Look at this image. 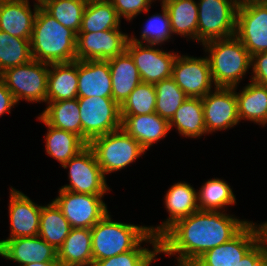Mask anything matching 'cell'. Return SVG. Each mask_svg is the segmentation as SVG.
<instances>
[{"instance_id":"obj_23","label":"cell","mask_w":267,"mask_h":266,"mask_svg":"<svg viewBox=\"0 0 267 266\" xmlns=\"http://www.w3.org/2000/svg\"><path fill=\"white\" fill-rule=\"evenodd\" d=\"M248 81L245 86L239 88L240 90L239 86L235 87L240 122L244 120L265 128L267 126V86L250 79Z\"/></svg>"},{"instance_id":"obj_41","label":"cell","mask_w":267,"mask_h":266,"mask_svg":"<svg viewBox=\"0 0 267 266\" xmlns=\"http://www.w3.org/2000/svg\"><path fill=\"white\" fill-rule=\"evenodd\" d=\"M238 266H267V246L262 238L245 253Z\"/></svg>"},{"instance_id":"obj_21","label":"cell","mask_w":267,"mask_h":266,"mask_svg":"<svg viewBox=\"0 0 267 266\" xmlns=\"http://www.w3.org/2000/svg\"><path fill=\"white\" fill-rule=\"evenodd\" d=\"M121 129L146 151L164 140L170 132L169 121L155 112L147 115L121 116Z\"/></svg>"},{"instance_id":"obj_16","label":"cell","mask_w":267,"mask_h":266,"mask_svg":"<svg viewBox=\"0 0 267 266\" xmlns=\"http://www.w3.org/2000/svg\"><path fill=\"white\" fill-rule=\"evenodd\" d=\"M9 190V235L6 239L32 237L39 234L40 212L43 204H37L22 191L11 186Z\"/></svg>"},{"instance_id":"obj_36","label":"cell","mask_w":267,"mask_h":266,"mask_svg":"<svg viewBox=\"0 0 267 266\" xmlns=\"http://www.w3.org/2000/svg\"><path fill=\"white\" fill-rule=\"evenodd\" d=\"M87 2L88 0H44L40 6L60 24L78 34Z\"/></svg>"},{"instance_id":"obj_35","label":"cell","mask_w":267,"mask_h":266,"mask_svg":"<svg viewBox=\"0 0 267 266\" xmlns=\"http://www.w3.org/2000/svg\"><path fill=\"white\" fill-rule=\"evenodd\" d=\"M161 13L155 12L152 15H148V19L145 21V25L140 30V37L135 36V33L130 34V39L137 43L152 44V45H165L169 43L175 36L172 35L171 24L167 9L160 4Z\"/></svg>"},{"instance_id":"obj_39","label":"cell","mask_w":267,"mask_h":266,"mask_svg":"<svg viewBox=\"0 0 267 266\" xmlns=\"http://www.w3.org/2000/svg\"><path fill=\"white\" fill-rule=\"evenodd\" d=\"M154 84L141 82L120 106V116L147 115L155 112Z\"/></svg>"},{"instance_id":"obj_12","label":"cell","mask_w":267,"mask_h":266,"mask_svg":"<svg viewBox=\"0 0 267 266\" xmlns=\"http://www.w3.org/2000/svg\"><path fill=\"white\" fill-rule=\"evenodd\" d=\"M161 47V49H160ZM143 44L132 41L130 38L126 45L138 69L141 81L155 84L172 77V66L178 54L173 49L164 50L162 46Z\"/></svg>"},{"instance_id":"obj_11","label":"cell","mask_w":267,"mask_h":266,"mask_svg":"<svg viewBox=\"0 0 267 266\" xmlns=\"http://www.w3.org/2000/svg\"><path fill=\"white\" fill-rule=\"evenodd\" d=\"M185 54H177L172 66V78L188 97L203 98L216 87L209 60L205 55L194 57Z\"/></svg>"},{"instance_id":"obj_32","label":"cell","mask_w":267,"mask_h":266,"mask_svg":"<svg viewBox=\"0 0 267 266\" xmlns=\"http://www.w3.org/2000/svg\"><path fill=\"white\" fill-rule=\"evenodd\" d=\"M158 257L159 238L149 233L133 250L93 262L92 266H152L153 262L160 261Z\"/></svg>"},{"instance_id":"obj_40","label":"cell","mask_w":267,"mask_h":266,"mask_svg":"<svg viewBox=\"0 0 267 266\" xmlns=\"http://www.w3.org/2000/svg\"><path fill=\"white\" fill-rule=\"evenodd\" d=\"M115 8L120 19H124L129 23L132 22L138 15L147 14L151 4H155L154 0H109Z\"/></svg>"},{"instance_id":"obj_25","label":"cell","mask_w":267,"mask_h":266,"mask_svg":"<svg viewBox=\"0 0 267 266\" xmlns=\"http://www.w3.org/2000/svg\"><path fill=\"white\" fill-rule=\"evenodd\" d=\"M78 60L49 64L47 102L78 98Z\"/></svg>"},{"instance_id":"obj_10","label":"cell","mask_w":267,"mask_h":266,"mask_svg":"<svg viewBox=\"0 0 267 266\" xmlns=\"http://www.w3.org/2000/svg\"><path fill=\"white\" fill-rule=\"evenodd\" d=\"M57 195L52 200L61 209L72 228L91 229L109 213L105 195L81 194L63 189H59Z\"/></svg>"},{"instance_id":"obj_33","label":"cell","mask_w":267,"mask_h":266,"mask_svg":"<svg viewBox=\"0 0 267 266\" xmlns=\"http://www.w3.org/2000/svg\"><path fill=\"white\" fill-rule=\"evenodd\" d=\"M72 227L61 209L51 200L42 205L38 236L52 245L56 250L63 244Z\"/></svg>"},{"instance_id":"obj_28","label":"cell","mask_w":267,"mask_h":266,"mask_svg":"<svg viewBox=\"0 0 267 266\" xmlns=\"http://www.w3.org/2000/svg\"><path fill=\"white\" fill-rule=\"evenodd\" d=\"M170 131H175L182 138L200 139L207 136L204 122V110L201 98H188L177 109L169 121Z\"/></svg>"},{"instance_id":"obj_42","label":"cell","mask_w":267,"mask_h":266,"mask_svg":"<svg viewBox=\"0 0 267 266\" xmlns=\"http://www.w3.org/2000/svg\"><path fill=\"white\" fill-rule=\"evenodd\" d=\"M250 72V80L267 86V51L251 56Z\"/></svg>"},{"instance_id":"obj_1","label":"cell","mask_w":267,"mask_h":266,"mask_svg":"<svg viewBox=\"0 0 267 266\" xmlns=\"http://www.w3.org/2000/svg\"><path fill=\"white\" fill-rule=\"evenodd\" d=\"M249 222L229 212L198 210L175 222L159 237L160 254L174 257V264L188 265L231 240Z\"/></svg>"},{"instance_id":"obj_13","label":"cell","mask_w":267,"mask_h":266,"mask_svg":"<svg viewBox=\"0 0 267 266\" xmlns=\"http://www.w3.org/2000/svg\"><path fill=\"white\" fill-rule=\"evenodd\" d=\"M235 36L251 56L267 51V6L264 3L238 5Z\"/></svg>"},{"instance_id":"obj_22","label":"cell","mask_w":267,"mask_h":266,"mask_svg":"<svg viewBox=\"0 0 267 266\" xmlns=\"http://www.w3.org/2000/svg\"><path fill=\"white\" fill-rule=\"evenodd\" d=\"M78 98H112V80L107 60H78Z\"/></svg>"},{"instance_id":"obj_37","label":"cell","mask_w":267,"mask_h":266,"mask_svg":"<svg viewBox=\"0 0 267 266\" xmlns=\"http://www.w3.org/2000/svg\"><path fill=\"white\" fill-rule=\"evenodd\" d=\"M32 59L30 40L11 36L0 30V74Z\"/></svg>"},{"instance_id":"obj_24","label":"cell","mask_w":267,"mask_h":266,"mask_svg":"<svg viewBox=\"0 0 267 266\" xmlns=\"http://www.w3.org/2000/svg\"><path fill=\"white\" fill-rule=\"evenodd\" d=\"M107 61L112 80V99L121 106L142 81L135 62L127 50Z\"/></svg>"},{"instance_id":"obj_31","label":"cell","mask_w":267,"mask_h":266,"mask_svg":"<svg viewBox=\"0 0 267 266\" xmlns=\"http://www.w3.org/2000/svg\"><path fill=\"white\" fill-rule=\"evenodd\" d=\"M198 195V207L201 211L227 212L230 206H235L236 195L230 183L218 177L210 178L202 183Z\"/></svg>"},{"instance_id":"obj_48","label":"cell","mask_w":267,"mask_h":266,"mask_svg":"<svg viewBox=\"0 0 267 266\" xmlns=\"http://www.w3.org/2000/svg\"><path fill=\"white\" fill-rule=\"evenodd\" d=\"M29 1V0H27ZM44 0H34L35 3L41 4Z\"/></svg>"},{"instance_id":"obj_50","label":"cell","mask_w":267,"mask_h":266,"mask_svg":"<svg viewBox=\"0 0 267 266\" xmlns=\"http://www.w3.org/2000/svg\"><path fill=\"white\" fill-rule=\"evenodd\" d=\"M157 0H154V2H156ZM160 1V4L163 3L165 0H158L157 2Z\"/></svg>"},{"instance_id":"obj_45","label":"cell","mask_w":267,"mask_h":266,"mask_svg":"<svg viewBox=\"0 0 267 266\" xmlns=\"http://www.w3.org/2000/svg\"><path fill=\"white\" fill-rule=\"evenodd\" d=\"M258 224L261 230V238L264 240L267 246V221H264V222L261 221V223H258Z\"/></svg>"},{"instance_id":"obj_19","label":"cell","mask_w":267,"mask_h":266,"mask_svg":"<svg viewBox=\"0 0 267 266\" xmlns=\"http://www.w3.org/2000/svg\"><path fill=\"white\" fill-rule=\"evenodd\" d=\"M0 256L18 266L34 262L58 261L57 250L37 236L0 240Z\"/></svg>"},{"instance_id":"obj_8","label":"cell","mask_w":267,"mask_h":266,"mask_svg":"<svg viewBox=\"0 0 267 266\" xmlns=\"http://www.w3.org/2000/svg\"><path fill=\"white\" fill-rule=\"evenodd\" d=\"M198 44L235 35L238 5L233 0H197Z\"/></svg>"},{"instance_id":"obj_49","label":"cell","mask_w":267,"mask_h":266,"mask_svg":"<svg viewBox=\"0 0 267 266\" xmlns=\"http://www.w3.org/2000/svg\"><path fill=\"white\" fill-rule=\"evenodd\" d=\"M261 2L267 6V0H261Z\"/></svg>"},{"instance_id":"obj_43","label":"cell","mask_w":267,"mask_h":266,"mask_svg":"<svg viewBox=\"0 0 267 266\" xmlns=\"http://www.w3.org/2000/svg\"><path fill=\"white\" fill-rule=\"evenodd\" d=\"M17 102L13 94L6 87L5 82L0 77V117L11 114L12 109L17 107Z\"/></svg>"},{"instance_id":"obj_17","label":"cell","mask_w":267,"mask_h":266,"mask_svg":"<svg viewBox=\"0 0 267 266\" xmlns=\"http://www.w3.org/2000/svg\"><path fill=\"white\" fill-rule=\"evenodd\" d=\"M197 190L186 181H177L170 185L163 197L168 216L159 225H149V232L159 238L175 222L198 211Z\"/></svg>"},{"instance_id":"obj_5","label":"cell","mask_w":267,"mask_h":266,"mask_svg":"<svg viewBox=\"0 0 267 266\" xmlns=\"http://www.w3.org/2000/svg\"><path fill=\"white\" fill-rule=\"evenodd\" d=\"M88 145L106 178L111 173L127 169L146 154V150L123 129L96 137Z\"/></svg>"},{"instance_id":"obj_6","label":"cell","mask_w":267,"mask_h":266,"mask_svg":"<svg viewBox=\"0 0 267 266\" xmlns=\"http://www.w3.org/2000/svg\"><path fill=\"white\" fill-rule=\"evenodd\" d=\"M49 64L32 59L26 64L6 69L0 77L13 94L17 104L47 102Z\"/></svg>"},{"instance_id":"obj_34","label":"cell","mask_w":267,"mask_h":266,"mask_svg":"<svg viewBox=\"0 0 267 266\" xmlns=\"http://www.w3.org/2000/svg\"><path fill=\"white\" fill-rule=\"evenodd\" d=\"M121 19L109 0H89L82 15L79 32H98L122 29Z\"/></svg>"},{"instance_id":"obj_18","label":"cell","mask_w":267,"mask_h":266,"mask_svg":"<svg viewBox=\"0 0 267 266\" xmlns=\"http://www.w3.org/2000/svg\"><path fill=\"white\" fill-rule=\"evenodd\" d=\"M261 238L258 223L250 222L231 240L205 252L199 259L214 266H238L245 253Z\"/></svg>"},{"instance_id":"obj_9","label":"cell","mask_w":267,"mask_h":266,"mask_svg":"<svg viewBox=\"0 0 267 266\" xmlns=\"http://www.w3.org/2000/svg\"><path fill=\"white\" fill-rule=\"evenodd\" d=\"M82 139L89 144L94 138L121 129L120 106L107 97L78 98Z\"/></svg>"},{"instance_id":"obj_38","label":"cell","mask_w":267,"mask_h":266,"mask_svg":"<svg viewBox=\"0 0 267 266\" xmlns=\"http://www.w3.org/2000/svg\"><path fill=\"white\" fill-rule=\"evenodd\" d=\"M156 91L155 113L170 121L177 109L189 97L181 90L172 77L154 84Z\"/></svg>"},{"instance_id":"obj_20","label":"cell","mask_w":267,"mask_h":266,"mask_svg":"<svg viewBox=\"0 0 267 266\" xmlns=\"http://www.w3.org/2000/svg\"><path fill=\"white\" fill-rule=\"evenodd\" d=\"M30 4V0H0V30L30 40L40 6L34 1Z\"/></svg>"},{"instance_id":"obj_15","label":"cell","mask_w":267,"mask_h":266,"mask_svg":"<svg viewBox=\"0 0 267 266\" xmlns=\"http://www.w3.org/2000/svg\"><path fill=\"white\" fill-rule=\"evenodd\" d=\"M130 34L121 29L79 32L76 38V60H108L126 50Z\"/></svg>"},{"instance_id":"obj_3","label":"cell","mask_w":267,"mask_h":266,"mask_svg":"<svg viewBox=\"0 0 267 266\" xmlns=\"http://www.w3.org/2000/svg\"><path fill=\"white\" fill-rule=\"evenodd\" d=\"M202 47L216 87L239 86L250 73L251 55L235 35L206 42Z\"/></svg>"},{"instance_id":"obj_29","label":"cell","mask_w":267,"mask_h":266,"mask_svg":"<svg viewBox=\"0 0 267 266\" xmlns=\"http://www.w3.org/2000/svg\"><path fill=\"white\" fill-rule=\"evenodd\" d=\"M37 120L47 127L44 135L46 155L54 158L61 167L88 145L77 134L48 125L39 115Z\"/></svg>"},{"instance_id":"obj_46","label":"cell","mask_w":267,"mask_h":266,"mask_svg":"<svg viewBox=\"0 0 267 266\" xmlns=\"http://www.w3.org/2000/svg\"><path fill=\"white\" fill-rule=\"evenodd\" d=\"M188 266H214V265L204 264L199 258H196L192 262H190Z\"/></svg>"},{"instance_id":"obj_51","label":"cell","mask_w":267,"mask_h":266,"mask_svg":"<svg viewBox=\"0 0 267 266\" xmlns=\"http://www.w3.org/2000/svg\"><path fill=\"white\" fill-rule=\"evenodd\" d=\"M175 266H188V265H183V264H175Z\"/></svg>"},{"instance_id":"obj_30","label":"cell","mask_w":267,"mask_h":266,"mask_svg":"<svg viewBox=\"0 0 267 266\" xmlns=\"http://www.w3.org/2000/svg\"><path fill=\"white\" fill-rule=\"evenodd\" d=\"M38 115L50 126L77 134L82 138V124L78 98L46 102Z\"/></svg>"},{"instance_id":"obj_27","label":"cell","mask_w":267,"mask_h":266,"mask_svg":"<svg viewBox=\"0 0 267 266\" xmlns=\"http://www.w3.org/2000/svg\"><path fill=\"white\" fill-rule=\"evenodd\" d=\"M172 35L198 43V7L197 0H165Z\"/></svg>"},{"instance_id":"obj_44","label":"cell","mask_w":267,"mask_h":266,"mask_svg":"<svg viewBox=\"0 0 267 266\" xmlns=\"http://www.w3.org/2000/svg\"><path fill=\"white\" fill-rule=\"evenodd\" d=\"M22 266H60L58 261L34 262Z\"/></svg>"},{"instance_id":"obj_14","label":"cell","mask_w":267,"mask_h":266,"mask_svg":"<svg viewBox=\"0 0 267 266\" xmlns=\"http://www.w3.org/2000/svg\"><path fill=\"white\" fill-rule=\"evenodd\" d=\"M201 99L207 135L239 125L235 87H215Z\"/></svg>"},{"instance_id":"obj_47","label":"cell","mask_w":267,"mask_h":266,"mask_svg":"<svg viewBox=\"0 0 267 266\" xmlns=\"http://www.w3.org/2000/svg\"><path fill=\"white\" fill-rule=\"evenodd\" d=\"M237 5H241L247 2H255V1H261V0H233Z\"/></svg>"},{"instance_id":"obj_7","label":"cell","mask_w":267,"mask_h":266,"mask_svg":"<svg viewBox=\"0 0 267 266\" xmlns=\"http://www.w3.org/2000/svg\"><path fill=\"white\" fill-rule=\"evenodd\" d=\"M62 168L68 170L69 184H64L59 189L94 195H107L112 191L89 145L66 162Z\"/></svg>"},{"instance_id":"obj_2","label":"cell","mask_w":267,"mask_h":266,"mask_svg":"<svg viewBox=\"0 0 267 266\" xmlns=\"http://www.w3.org/2000/svg\"><path fill=\"white\" fill-rule=\"evenodd\" d=\"M76 38L73 30L60 24L39 6L30 39L34 60L48 64L75 61Z\"/></svg>"},{"instance_id":"obj_4","label":"cell","mask_w":267,"mask_h":266,"mask_svg":"<svg viewBox=\"0 0 267 266\" xmlns=\"http://www.w3.org/2000/svg\"><path fill=\"white\" fill-rule=\"evenodd\" d=\"M107 213L91 228L93 262L133 250L150 232L148 225L112 219Z\"/></svg>"},{"instance_id":"obj_26","label":"cell","mask_w":267,"mask_h":266,"mask_svg":"<svg viewBox=\"0 0 267 266\" xmlns=\"http://www.w3.org/2000/svg\"><path fill=\"white\" fill-rule=\"evenodd\" d=\"M60 266H92V237L89 228H72L57 250Z\"/></svg>"}]
</instances>
